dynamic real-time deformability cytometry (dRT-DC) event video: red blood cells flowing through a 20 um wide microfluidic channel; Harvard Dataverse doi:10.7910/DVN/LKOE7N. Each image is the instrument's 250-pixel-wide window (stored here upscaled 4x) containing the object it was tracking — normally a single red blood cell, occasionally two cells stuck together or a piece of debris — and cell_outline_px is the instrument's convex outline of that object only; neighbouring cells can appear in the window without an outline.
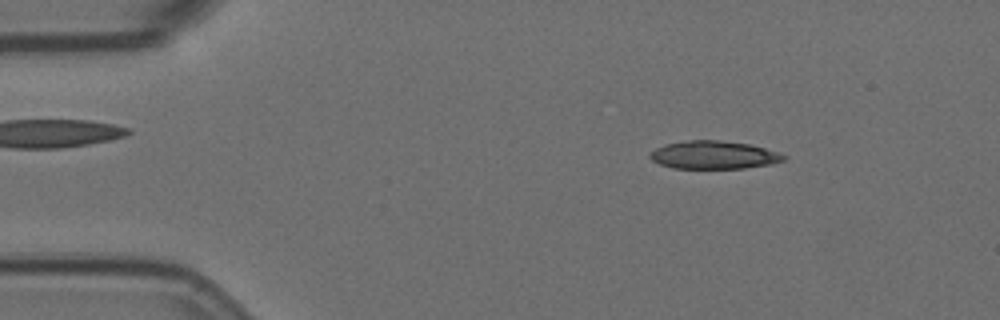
{"species": "Egyptian fruit bat (a non-hibernating species)", "species_latin": "Rousettus aegyptiacus", "temperature_condition": "room temperature", "stored_images_in_passage": 5, "camera_frame_rate_fps": 3000, "um_per_image_px": 0.085, "animal": {"sex": "female"}, "frame": {"image": 1, "passage_image": 2, "time_ms": 0.333, "image_size_px": [1000, 320], "cell_outline_px": [[788, 156], [784, 160], [772, 164], [744, 168], [672, 168], [660, 164], [652, 160], [648, 156], [648, 152], [656, 148], [668, 144], [692, 140], [720, 140], [748, 144], [780, 152]], "centroid_in_image_um": [60.69, 13.18], "position_along_channel_um": 24.3, "area_um2": 21.79}}
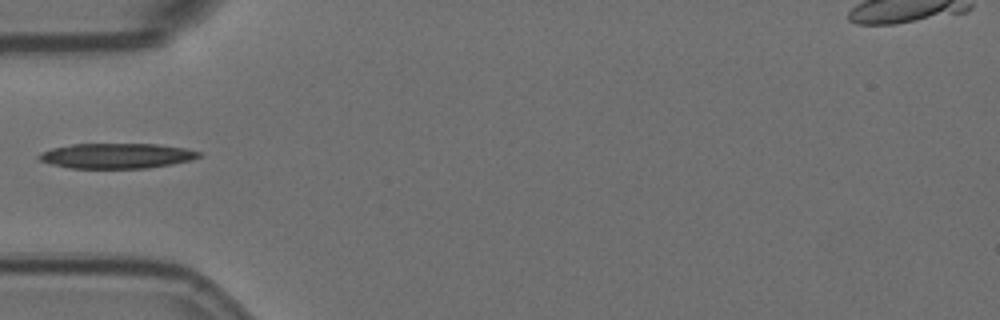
{"frame": {"image": 2, "passage_image": 5, "time_ms": 1.333, "image_size_px": [1000, 320], "cell_outline_px": [[200, 156], [192, 160], [172, 164], [148, 168], [72, 168], [52, 164], [40, 160], [36, 156], [52, 148], [72, 144], [156, 144], [188, 148], [200, 152]], "centroid_in_image_um": [9.96, 13.24], "position_along_channel_um": 75.0, "area_um2": 23.35}}